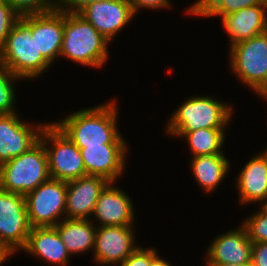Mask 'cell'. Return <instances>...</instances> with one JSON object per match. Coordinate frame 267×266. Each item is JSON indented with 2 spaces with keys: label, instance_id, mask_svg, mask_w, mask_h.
Segmentation results:
<instances>
[{
  "label": "cell",
  "instance_id": "obj_7",
  "mask_svg": "<svg viewBox=\"0 0 267 266\" xmlns=\"http://www.w3.org/2000/svg\"><path fill=\"white\" fill-rule=\"evenodd\" d=\"M39 140L46 149L51 178L68 182L86 176L80 149L54 122L45 123Z\"/></svg>",
  "mask_w": 267,
  "mask_h": 266
},
{
  "label": "cell",
  "instance_id": "obj_24",
  "mask_svg": "<svg viewBox=\"0 0 267 266\" xmlns=\"http://www.w3.org/2000/svg\"><path fill=\"white\" fill-rule=\"evenodd\" d=\"M267 5V0H197L187 9L196 16H221L234 13L246 7Z\"/></svg>",
  "mask_w": 267,
  "mask_h": 266
},
{
  "label": "cell",
  "instance_id": "obj_18",
  "mask_svg": "<svg viewBox=\"0 0 267 266\" xmlns=\"http://www.w3.org/2000/svg\"><path fill=\"white\" fill-rule=\"evenodd\" d=\"M267 5L243 8L224 16L222 26L230 35V46L267 31Z\"/></svg>",
  "mask_w": 267,
  "mask_h": 266
},
{
  "label": "cell",
  "instance_id": "obj_25",
  "mask_svg": "<svg viewBox=\"0 0 267 266\" xmlns=\"http://www.w3.org/2000/svg\"><path fill=\"white\" fill-rule=\"evenodd\" d=\"M19 80L12 71L0 63V115L15 112V88L13 83Z\"/></svg>",
  "mask_w": 267,
  "mask_h": 266
},
{
  "label": "cell",
  "instance_id": "obj_20",
  "mask_svg": "<svg viewBox=\"0 0 267 266\" xmlns=\"http://www.w3.org/2000/svg\"><path fill=\"white\" fill-rule=\"evenodd\" d=\"M238 174L237 189L241 204L267 201V158L261 153L252 157Z\"/></svg>",
  "mask_w": 267,
  "mask_h": 266
},
{
  "label": "cell",
  "instance_id": "obj_13",
  "mask_svg": "<svg viewBox=\"0 0 267 266\" xmlns=\"http://www.w3.org/2000/svg\"><path fill=\"white\" fill-rule=\"evenodd\" d=\"M79 149L86 175L101 176L114 183L125 169L126 144H102Z\"/></svg>",
  "mask_w": 267,
  "mask_h": 266
},
{
  "label": "cell",
  "instance_id": "obj_38",
  "mask_svg": "<svg viewBox=\"0 0 267 266\" xmlns=\"http://www.w3.org/2000/svg\"><path fill=\"white\" fill-rule=\"evenodd\" d=\"M262 97L267 99V93L263 94Z\"/></svg>",
  "mask_w": 267,
  "mask_h": 266
},
{
  "label": "cell",
  "instance_id": "obj_30",
  "mask_svg": "<svg viewBox=\"0 0 267 266\" xmlns=\"http://www.w3.org/2000/svg\"><path fill=\"white\" fill-rule=\"evenodd\" d=\"M55 9L65 13H79L91 3L99 0H55Z\"/></svg>",
  "mask_w": 267,
  "mask_h": 266
},
{
  "label": "cell",
  "instance_id": "obj_32",
  "mask_svg": "<svg viewBox=\"0 0 267 266\" xmlns=\"http://www.w3.org/2000/svg\"><path fill=\"white\" fill-rule=\"evenodd\" d=\"M129 2L132 5L135 14H137L139 8L162 9L165 7H170L169 0H129Z\"/></svg>",
  "mask_w": 267,
  "mask_h": 266
},
{
  "label": "cell",
  "instance_id": "obj_37",
  "mask_svg": "<svg viewBox=\"0 0 267 266\" xmlns=\"http://www.w3.org/2000/svg\"><path fill=\"white\" fill-rule=\"evenodd\" d=\"M262 207L267 211V201L262 205Z\"/></svg>",
  "mask_w": 267,
  "mask_h": 266
},
{
  "label": "cell",
  "instance_id": "obj_3",
  "mask_svg": "<svg viewBox=\"0 0 267 266\" xmlns=\"http://www.w3.org/2000/svg\"><path fill=\"white\" fill-rule=\"evenodd\" d=\"M0 63L22 80L38 77L50 66L37 50L35 36L31 34V15L20 17L12 27L0 49Z\"/></svg>",
  "mask_w": 267,
  "mask_h": 266
},
{
  "label": "cell",
  "instance_id": "obj_15",
  "mask_svg": "<svg viewBox=\"0 0 267 266\" xmlns=\"http://www.w3.org/2000/svg\"><path fill=\"white\" fill-rule=\"evenodd\" d=\"M31 34L35 36L37 50L52 64L60 56L64 34V12L57 9L31 15Z\"/></svg>",
  "mask_w": 267,
  "mask_h": 266
},
{
  "label": "cell",
  "instance_id": "obj_35",
  "mask_svg": "<svg viewBox=\"0 0 267 266\" xmlns=\"http://www.w3.org/2000/svg\"><path fill=\"white\" fill-rule=\"evenodd\" d=\"M207 266H248V265H238V264H207Z\"/></svg>",
  "mask_w": 267,
  "mask_h": 266
},
{
  "label": "cell",
  "instance_id": "obj_16",
  "mask_svg": "<svg viewBox=\"0 0 267 266\" xmlns=\"http://www.w3.org/2000/svg\"><path fill=\"white\" fill-rule=\"evenodd\" d=\"M252 244L243 225L238 229H232L213 240L206 252V263L249 265Z\"/></svg>",
  "mask_w": 267,
  "mask_h": 266
},
{
  "label": "cell",
  "instance_id": "obj_22",
  "mask_svg": "<svg viewBox=\"0 0 267 266\" xmlns=\"http://www.w3.org/2000/svg\"><path fill=\"white\" fill-rule=\"evenodd\" d=\"M191 162L196 181L207 193L217 188L230 168V162L223 153L193 157Z\"/></svg>",
  "mask_w": 267,
  "mask_h": 266
},
{
  "label": "cell",
  "instance_id": "obj_8",
  "mask_svg": "<svg viewBox=\"0 0 267 266\" xmlns=\"http://www.w3.org/2000/svg\"><path fill=\"white\" fill-rule=\"evenodd\" d=\"M66 197L67 182L53 178L27 193L25 201L30 226H56L66 218Z\"/></svg>",
  "mask_w": 267,
  "mask_h": 266
},
{
  "label": "cell",
  "instance_id": "obj_6",
  "mask_svg": "<svg viewBox=\"0 0 267 266\" xmlns=\"http://www.w3.org/2000/svg\"><path fill=\"white\" fill-rule=\"evenodd\" d=\"M230 67L258 95L267 93V31L230 46Z\"/></svg>",
  "mask_w": 267,
  "mask_h": 266
},
{
  "label": "cell",
  "instance_id": "obj_34",
  "mask_svg": "<svg viewBox=\"0 0 267 266\" xmlns=\"http://www.w3.org/2000/svg\"><path fill=\"white\" fill-rule=\"evenodd\" d=\"M149 266H171L170 263L165 261L164 259L160 258L157 254L150 262Z\"/></svg>",
  "mask_w": 267,
  "mask_h": 266
},
{
  "label": "cell",
  "instance_id": "obj_11",
  "mask_svg": "<svg viewBox=\"0 0 267 266\" xmlns=\"http://www.w3.org/2000/svg\"><path fill=\"white\" fill-rule=\"evenodd\" d=\"M108 41L135 16L129 0H99L79 13Z\"/></svg>",
  "mask_w": 267,
  "mask_h": 266
},
{
  "label": "cell",
  "instance_id": "obj_31",
  "mask_svg": "<svg viewBox=\"0 0 267 266\" xmlns=\"http://www.w3.org/2000/svg\"><path fill=\"white\" fill-rule=\"evenodd\" d=\"M251 263L255 266H267V242L252 244Z\"/></svg>",
  "mask_w": 267,
  "mask_h": 266
},
{
  "label": "cell",
  "instance_id": "obj_33",
  "mask_svg": "<svg viewBox=\"0 0 267 266\" xmlns=\"http://www.w3.org/2000/svg\"><path fill=\"white\" fill-rule=\"evenodd\" d=\"M13 254L11 250H9L1 241H0V265L3 264L4 261L9 259V257Z\"/></svg>",
  "mask_w": 267,
  "mask_h": 266
},
{
  "label": "cell",
  "instance_id": "obj_5",
  "mask_svg": "<svg viewBox=\"0 0 267 266\" xmlns=\"http://www.w3.org/2000/svg\"><path fill=\"white\" fill-rule=\"evenodd\" d=\"M49 178L48 157L40 140L0 166V189L6 192L26 195Z\"/></svg>",
  "mask_w": 267,
  "mask_h": 266
},
{
  "label": "cell",
  "instance_id": "obj_28",
  "mask_svg": "<svg viewBox=\"0 0 267 266\" xmlns=\"http://www.w3.org/2000/svg\"><path fill=\"white\" fill-rule=\"evenodd\" d=\"M20 16L5 1L0 0V49L4 46L12 27Z\"/></svg>",
  "mask_w": 267,
  "mask_h": 266
},
{
  "label": "cell",
  "instance_id": "obj_10",
  "mask_svg": "<svg viewBox=\"0 0 267 266\" xmlns=\"http://www.w3.org/2000/svg\"><path fill=\"white\" fill-rule=\"evenodd\" d=\"M133 226L97 225L94 241V261L99 265L122 263L138 246Z\"/></svg>",
  "mask_w": 267,
  "mask_h": 266
},
{
  "label": "cell",
  "instance_id": "obj_23",
  "mask_svg": "<svg viewBox=\"0 0 267 266\" xmlns=\"http://www.w3.org/2000/svg\"><path fill=\"white\" fill-rule=\"evenodd\" d=\"M224 128H200L185 132L182 137L187 139L193 157L222 154L225 131Z\"/></svg>",
  "mask_w": 267,
  "mask_h": 266
},
{
  "label": "cell",
  "instance_id": "obj_19",
  "mask_svg": "<svg viewBox=\"0 0 267 266\" xmlns=\"http://www.w3.org/2000/svg\"><path fill=\"white\" fill-rule=\"evenodd\" d=\"M22 250L60 266L67 265L70 258V253L54 226L32 227Z\"/></svg>",
  "mask_w": 267,
  "mask_h": 266
},
{
  "label": "cell",
  "instance_id": "obj_36",
  "mask_svg": "<svg viewBox=\"0 0 267 266\" xmlns=\"http://www.w3.org/2000/svg\"><path fill=\"white\" fill-rule=\"evenodd\" d=\"M265 151L261 152L267 158V147L264 149Z\"/></svg>",
  "mask_w": 267,
  "mask_h": 266
},
{
  "label": "cell",
  "instance_id": "obj_26",
  "mask_svg": "<svg viewBox=\"0 0 267 266\" xmlns=\"http://www.w3.org/2000/svg\"><path fill=\"white\" fill-rule=\"evenodd\" d=\"M260 208L242 224L252 243L267 242V211L261 206Z\"/></svg>",
  "mask_w": 267,
  "mask_h": 266
},
{
  "label": "cell",
  "instance_id": "obj_4",
  "mask_svg": "<svg viewBox=\"0 0 267 266\" xmlns=\"http://www.w3.org/2000/svg\"><path fill=\"white\" fill-rule=\"evenodd\" d=\"M232 114L231 106L215 98L191 97L174 111L166 132L181 137L185 132L200 128H225L231 121Z\"/></svg>",
  "mask_w": 267,
  "mask_h": 266
},
{
  "label": "cell",
  "instance_id": "obj_17",
  "mask_svg": "<svg viewBox=\"0 0 267 266\" xmlns=\"http://www.w3.org/2000/svg\"><path fill=\"white\" fill-rule=\"evenodd\" d=\"M110 182L101 192L93 216L100 226H132L134 208L127 194Z\"/></svg>",
  "mask_w": 267,
  "mask_h": 266
},
{
  "label": "cell",
  "instance_id": "obj_12",
  "mask_svg": "<svg viewBox=\"0 0 267 266\" xmlns=\"http://www.w3.org/2000/svg\"><path fill=\"white\" fill-rule=\"evenodd\" d=\"M15 112L0 115V166L34 146L40 139L41 126H29Z\"/></svg>",
  "mask_w": 267,
  "mask_h": 266
},
{
  "label": "cell",
  "instance_id": "obj_14",
  "mask_svg": "<svg viewBox=\"0 0 267 266\" xmlns=\"http://www.w3.org/2000/svg\"><path fill=\"white\" fill-rule=\"evenodd\" d=\"M110 182L101 176L86 175L67 182L66 218L89 219L96 202Z\"/></svg>",
  "mask_w": 267,
  "mask_h": 266
},
{
  "label": "cell",
  "instance_id": "obj_27",
  "mask_svg": "<svg viewBox=\"0 0 267 266\" xmlns=\"http://www.w3.org/2000/svg\"><path fill=\"white\" fill-rule=\"evenodd\" d=\"M20 16L43 14L55 9L54 0H5Z\"/></svg>",
  "mask_w": 267,
  "mask_h": 266
},
{
  "label": "cell",
  "instance_id": "obj_29",
  "mask_svg": "<svg viewBox=\"0 0 267 266\" xmlns=\"http://www.w3.org/2000/svg\"><path fill=\"white\" fill-rule=\"evenodd\" d=\"M157 254L156 249H144L138 245V248L120 263V266H149Z\"/></svg>",
  "mask_w": 267,
  "mask_h": 266
},
{
  "label": "cell",
  "instance_id": "obj_2",
  "mask_svg": "<svg viewBox=\"0 0 267 266\" xmlns=\"http://www.w3.org/2000/svg\"><path fill=\"white\" fill-rule=\"evenodd\" d=\"M109 42L78 13L64 12L60 56L85 66L102 67L108 59Z\"/></svg>",
  "mask_w": 267,
  "mask_h": 266
},
{
  "label": "cell",
  "instance_id": "obj_21",
  "mask_svg": "<svg viewBox=\"0 0 267 266\" xmlns=\"http://www.w3.org/2000/svg\"><path fill=\"white\" fill-rule=\"evenodd\" d=\"M92 222L91 219L64 218L54 226L70 255L94 249L97 227Z\"/></svg>",
  "mask_w": 267,
  "mask_h": 266
},
{
  "label": "cell",
  "instance_id": "obj_1",
  "mask_svg": "<svg viewBox=\"0 0 267 266\" xmlns=\"http://www.w3.org/2000/svg\"><path fill=\"white\" fill-rule=\"evenodd\" d=\"M115 100L74 112L54 122L78 147L126 144L117 127Z\"/></svg>",
  "mask_w": 267,
  "mask_h": 266
},
{
  "label": "cell",
  "instance_id": "obj_9",
  "mask_svg": "<svg viewBox=\"0 0 267 266\" xmlns=\"http://www.w3.org/2000/svg\"><path fill=\"white\" fill-rule=\"evenodd\" d=\"M31 228L25 195L0 189V241L15 253L24 248Z\"/></svg>",
  "mask_w": 267,
  "mask_h": 266
}]
</instances>
